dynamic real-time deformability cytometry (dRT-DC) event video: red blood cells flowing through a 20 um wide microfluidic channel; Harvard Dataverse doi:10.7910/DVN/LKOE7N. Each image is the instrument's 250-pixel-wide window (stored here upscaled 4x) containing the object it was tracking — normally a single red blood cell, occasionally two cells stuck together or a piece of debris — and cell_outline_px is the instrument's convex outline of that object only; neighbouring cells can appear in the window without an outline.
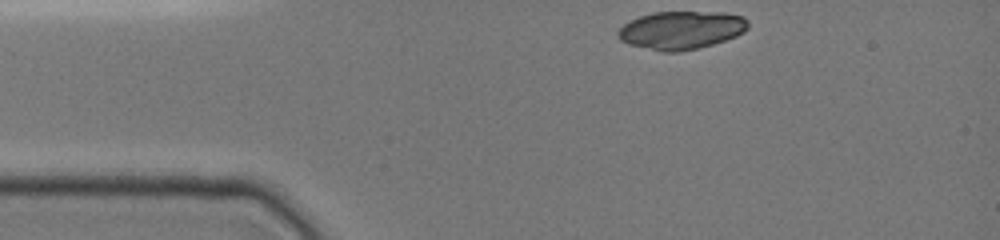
{"species": "common noctule bat (a hibernating species)", "species_latin": "Nyctalus noctula", "temperature_condition": "cold", "stored_images_in_passage": 6, "camera_frame_rate_fps": 3000, "um_per_image_px": 0.085, "animal": {"sex": "female", "body_mass_g": 19.0, "forearm_length_mm": 51.5}, "frame": {"image": 1, "passage_image": 1, "time_ms": 0.0, "image_size_px": [1000, 240], "cell_outline_px": [[748, 28], [744, 32], [736, 36], [712, 44], [680, 52], [660, 52], [628, 44], [620, 40], [616, 32], [624, 24], [640, 16], [652, 12], [724, 12], [744, 16], [748, 20]], "centroid_in_image_um": [57.91, 2.56], "position_along_channel_um": 27.1, "area_um2": 29.02}}